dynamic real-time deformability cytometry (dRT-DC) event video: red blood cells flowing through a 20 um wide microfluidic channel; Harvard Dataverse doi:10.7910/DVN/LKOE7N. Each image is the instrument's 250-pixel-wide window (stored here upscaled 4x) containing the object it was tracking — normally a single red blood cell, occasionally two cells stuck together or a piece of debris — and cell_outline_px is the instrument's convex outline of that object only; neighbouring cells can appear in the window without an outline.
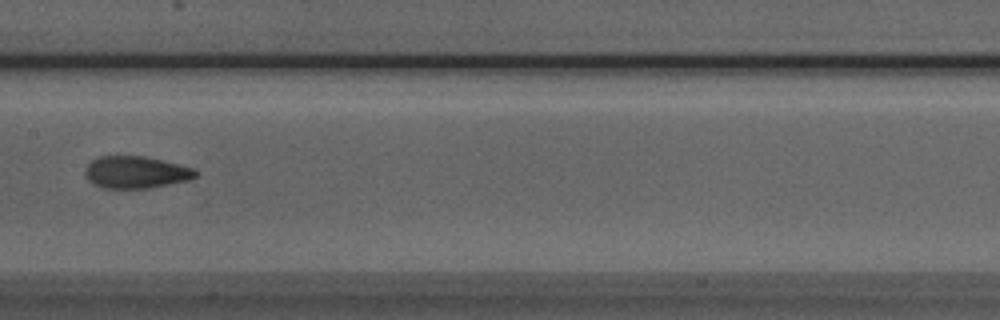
{"species": "Egyptian fruit bat (a non-hibernating species)", "species_latin": "Rousettus aegyptiacus", "temperature_condition": "room temperature", "stored_images_in_passage": 4, "camera_frame_rate_fps": 3000, "um_per_image_px": 0.085, "animal": {"sex": "male"}, "frame": {"image": 1, "passage_image": 4, "time_ms": 3.333, "image_size_px": [1000, 320], "cell_outline_px": [[200, 172], [196, 176], [188, 180], [148, 188], [104, 188], [92, 184], [84, 176], [84, 172], [88, 164], [92, 160], [100, 156], [144, 156], [192, 168]], "centroid_in_image_um": [11.5, 14.65], "position_along_channel_um": 195.9, "area_um2": 20.52}}